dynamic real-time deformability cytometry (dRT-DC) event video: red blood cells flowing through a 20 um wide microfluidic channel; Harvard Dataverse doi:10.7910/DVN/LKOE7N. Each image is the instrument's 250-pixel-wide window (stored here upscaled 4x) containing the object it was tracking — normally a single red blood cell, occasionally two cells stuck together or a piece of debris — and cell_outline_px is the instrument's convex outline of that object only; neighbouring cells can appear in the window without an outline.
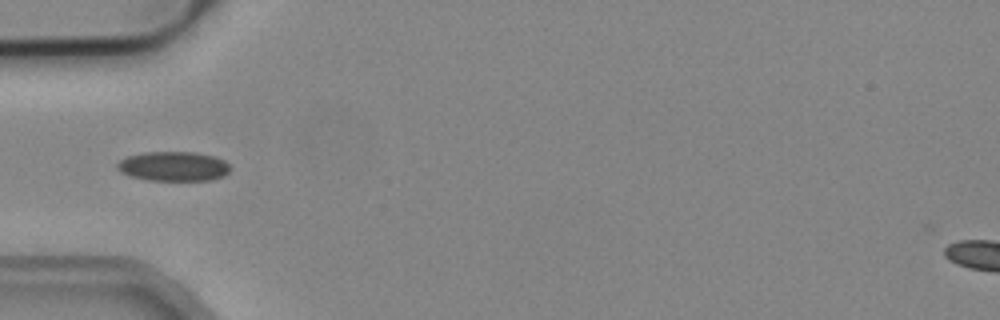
{"species": "common noctule bat (a hibernating species)", "species_latin": "Nyctalus noctula", "temperature_condition": "cold", "stored_images_in_passage": 2, "camera_frame_rate_fps": 3000, "um_per_image_px": 0.085, "animal": {"sex": "male", "body_mass_g": 19.2, "forearm_length_mm": 51.8}, "frame": {"image": 1, "passage_image": 1, "time_ms": 0.0, "image_size_px": [1000, 320], "cell_outline_px": [[232, 168], [224, 176], [212, 180], [148, 180], [128, 176], [120, 172], [116, 168], [116, 164], [120, 160], [128, 156], [144, 152], [196, 152], [216, 156], [224, 160]], "centroid_in_image_um": [14.75, 14.13], "position_along_channel_um": 70.2, "area_um2": 19.71}}